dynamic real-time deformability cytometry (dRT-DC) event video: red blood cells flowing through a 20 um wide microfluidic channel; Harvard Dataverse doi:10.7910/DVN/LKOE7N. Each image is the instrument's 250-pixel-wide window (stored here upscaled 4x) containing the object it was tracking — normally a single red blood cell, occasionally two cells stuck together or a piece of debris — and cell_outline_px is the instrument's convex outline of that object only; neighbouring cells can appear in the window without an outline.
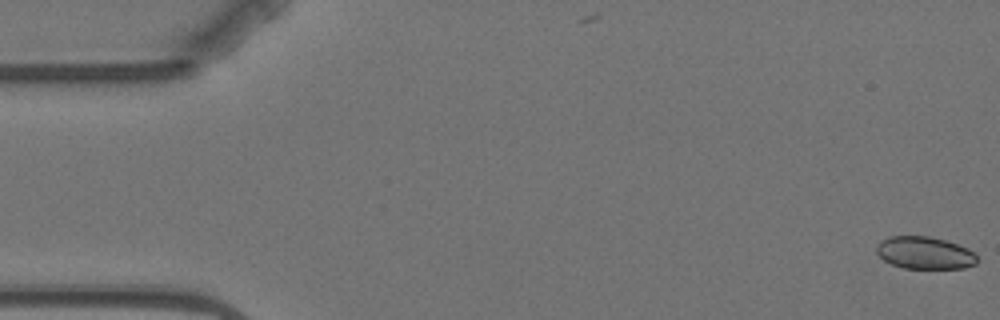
{"species": "Egyptian fruit bat (a non-hibernating species)", "species_latin": "Rousettus aegyptiacus", "temperature_condition": "warm", "stored_images_in_passage": 5, "camera_frame_rate_fps": 3000, "um_per_image_px": 0.085, "animal": {"sex": "female"}, "frame": {"image": 1, "passage_image": 1, "time_ms": 0.0, "image_size_px": [1000, 320], "cell_outline_px": [[976, 264], [964, 268], [904, 268], [892, 264], [884, 260], [876, 252], [876, 244], [880, 240], [888, 236], [928, 236], [944, 240], [968, 248], [976, 252]], "centroid_in_image_um": [78.58, 21.48], "position_along_channel_um": 6.4, "area_um2": 19.02}}
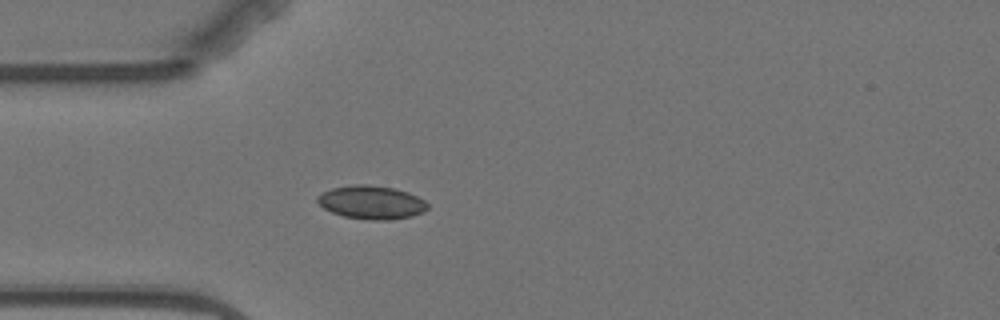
{"frame": {"image": 2, "passage_image": 5, "time_ms": 5.0, "image_size_px": [1000, 320], "cell_outline_px": [[428, 208], [424, 212], [412, 216], [388, 220], [372, 220], [344, 216], [332, 212], [324, 208], [316, 200], [316, 196], [332, 188], [352, 184], [368, 184], [396, 188], [408, 192], [424, 200], [428, 204]], "centroid_in_image_um": [31.59, 17.19], "position_along_channel_um": 53.4, "area_um2": 21.5}}